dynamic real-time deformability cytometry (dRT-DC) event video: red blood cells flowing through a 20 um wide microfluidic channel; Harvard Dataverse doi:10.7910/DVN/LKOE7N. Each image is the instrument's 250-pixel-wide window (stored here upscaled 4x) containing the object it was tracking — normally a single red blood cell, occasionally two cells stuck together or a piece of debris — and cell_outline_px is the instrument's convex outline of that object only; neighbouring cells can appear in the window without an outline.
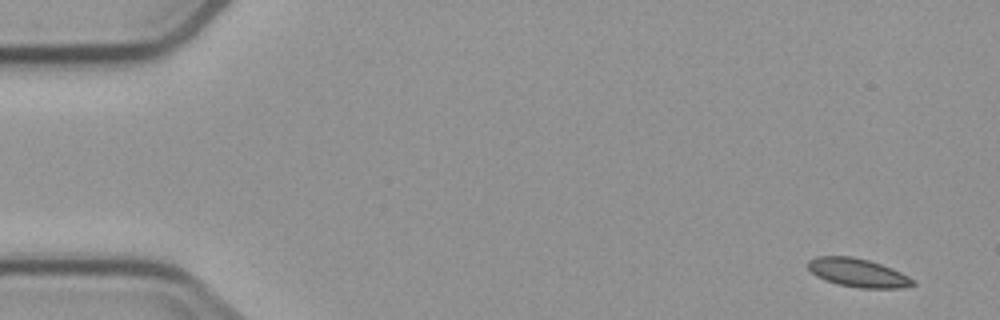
{"species": "common noctule bat (a hibernating species)", "species_latin": "Nyctalus noctula", "temperature_condition": "cold", "stored_images_in_passage": 6, "camera_frame_rate_fps": 3000, "um_per_image_px": 0.085, "animal": {"sex": "male", "body_mass_g": 23.1, "forearm_length_mm": 52.7}, "frame": {"image": 1, "passage_image": 1, "time_ms": 0.0, "image_size_px": [1000, 320], "cell_outline_px": [[916, 284], [900, 288], [860, 288], [836, 284], [824, 280], [816, 276], [808, 268], [808, 260], [816, 256], [852, 256], [868, 260], [892, 268], [916, 280]], "centroid_in_image_um": [72.91, 23.18], "position_along_channel_um": 12.1, "area_um2": 17.51}}
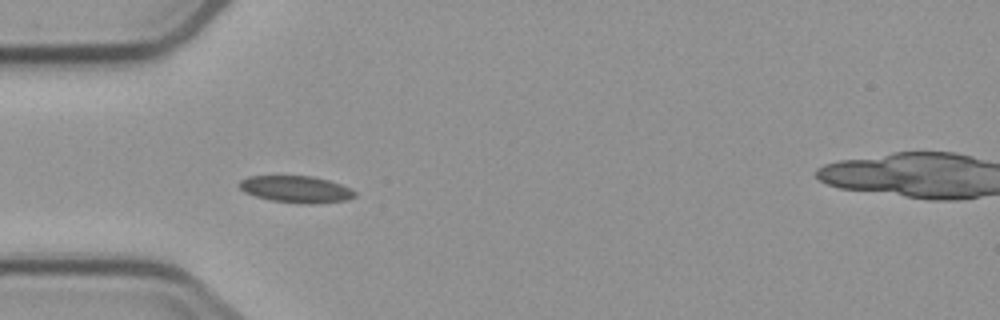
{"frame": {"image": 2, "passage_image": 5, "time_ms": 4.667, "image_size_px": [1000, 320], "cell_outline_px": [[356, 196], [348, 200], [312, 204], [300, 204], [272, 200], [256, 196], [244, 192], [236, 184], [240, 180], [248, 176], [312, 176], [328, 180], [352, 188], [356, 192]], "centroid_in_image_um": [25.18, 16.09], "position_along_channel_um": 59.8, "area_um2": 18.21}}
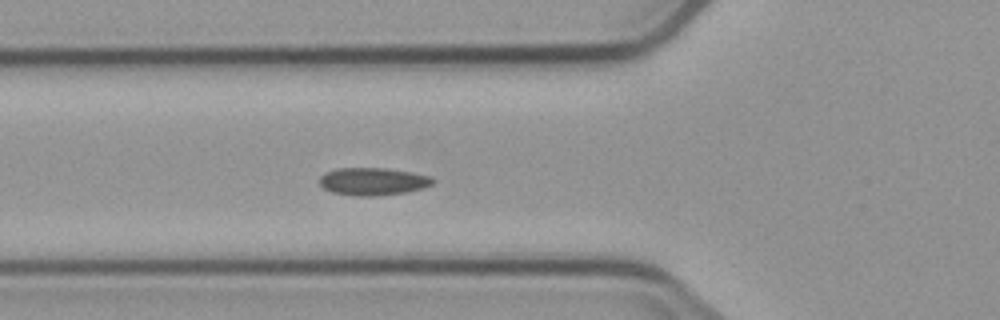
{"frame": {"image": 3, "passage_image": 6, "time_ms": 5.667, "image_size_px": [1000, 320], "cell_outline_px": [[436, 180], [432, 184], [424, 188], [404, 192], [372, 196], [356, 196], [332, 192], [324, 188], [320, 184], [320, 176], [324, 172], [336, 168], [384, 168], [412, 172], [432, 176]], "centroid_in_image_um": [31.71, 15.41], "position_along_channel_um": 94.1, "area_um2": 18.26}}